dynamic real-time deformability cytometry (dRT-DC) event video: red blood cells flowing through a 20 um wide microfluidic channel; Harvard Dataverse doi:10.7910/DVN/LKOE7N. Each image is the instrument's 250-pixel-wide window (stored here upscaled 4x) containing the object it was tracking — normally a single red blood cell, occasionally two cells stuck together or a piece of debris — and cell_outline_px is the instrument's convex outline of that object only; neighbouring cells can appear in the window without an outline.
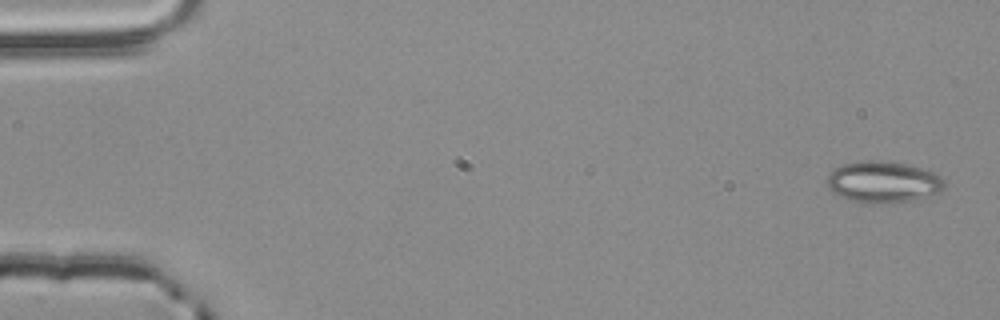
{"species": "common noctule bat (a hibernating species)", "species_latin": "Nyctalus noctula", "temperature_condition": "room temperature", "stored_images_in_passage": 4, "camera_frame_rate_fps": 3000, "um_per_image_px": 0.085, "animal": {"sex": "male", "body_mass_g": 20.4}, "frame": {"image": 1, "passage_image": 1, "time_ms": 0.0, "image_size_px": [1000, 320], "cell_outline_px": [[944, 188], [940, 192], [912, 200], [856, 200], [840, 196], [832, 192], [828, 188], [828, 172], [832, 168], [844, 164], [868, 160], [880, 160], [904, 164], [936, 172], [944, 180]], "centroid_in_image_um": [75.07, 15.4], "position_along_channel_um": 9.9, "area_um2": 27.28}}